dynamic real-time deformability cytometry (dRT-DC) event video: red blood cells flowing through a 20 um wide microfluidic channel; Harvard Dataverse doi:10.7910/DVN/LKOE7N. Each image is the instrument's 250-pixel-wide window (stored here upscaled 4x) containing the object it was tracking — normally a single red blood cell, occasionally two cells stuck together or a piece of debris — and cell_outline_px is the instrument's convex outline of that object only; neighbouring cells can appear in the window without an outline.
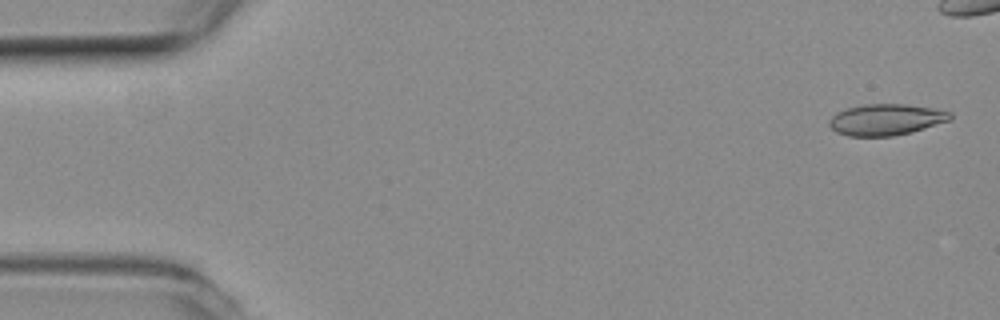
{"species": "common noctule bat (a hibernating species)", "species_latin": "Nyctalus noctula", "temperature_condition": "room temperature", "stored_images_in_passage": 6, "camera_frame_rate_fps": 3000, "um_per_image_px": 0.085, "animal": {"sex": "female", "body_mass_g": 19.3, "forearm_length_mm": 54.1}, "frame": {"image": 1, "passage_image": 1, "time_ms": 0.0, "image_size_px": [1000, 320], "cell_outline_px": [[952, 120], [912, 132], [892, 136], [848, 136], [836, 132], [828, 124], [828, 120], [836, 112], [848, 108], [864, 104], [904, 104], [932, 108], [952, 112]], "centroid_in_image_um": [75.32, 10.17], "position_along_channel_um": 9.7, "area_um2": 22.14}}
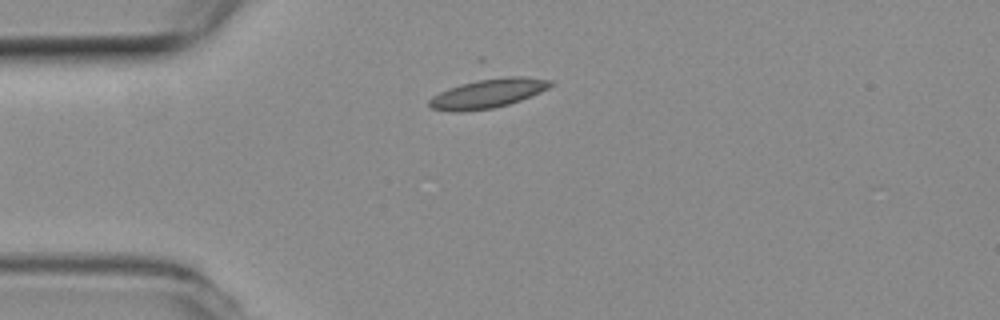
{"frame": {"image": 2, "passage_image": 6, "time_ms": 1.667, "image_size_px": [1000, 320], "cell_outline_px": [[552, 84], [548, 88], [540, 92], [520, 100], [508, 104], [492, 108], [460, 112], [452, 112], [432, 108], [428, 104], [428, 100], [432, 96], [448, 88], [484, 76], [520, 76], [552, 80]], "centroid_in_image_um": [41.44, 7.91], "position_along_channel_um": 43.6, "area_um2": 20.92}}